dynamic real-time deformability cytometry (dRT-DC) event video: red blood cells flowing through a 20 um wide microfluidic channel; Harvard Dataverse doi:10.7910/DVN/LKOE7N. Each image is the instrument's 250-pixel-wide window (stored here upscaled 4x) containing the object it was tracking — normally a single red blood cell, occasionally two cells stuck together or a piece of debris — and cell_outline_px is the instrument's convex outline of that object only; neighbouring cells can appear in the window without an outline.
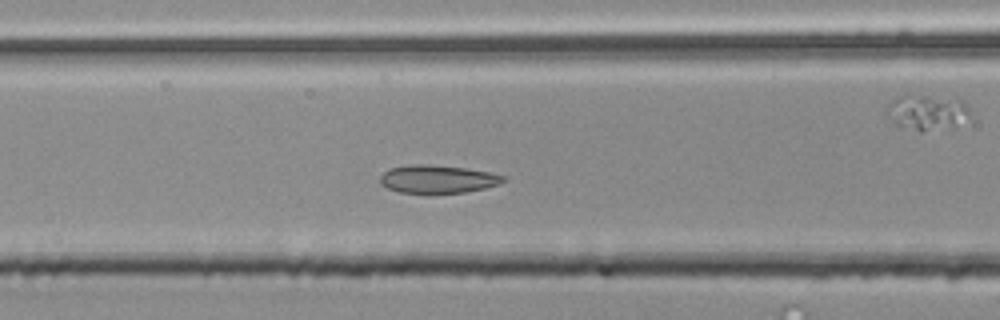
{"species": "common noctule bat (a hibernating species)", "species_latin": "Nyctalus noctula", "temperature_condition": "room temperature", "stored_images_in_passage": 51, "segment_of_instrument_passage": [2, 2], "camera_frame_rate_fps": 3000, "um_per_image_px": 0.085, "animal": {"sex": "male", "body_mass_g": 20.4}, "frame": {"image": 1, "passage_image": 18, "time_ms": 5.667, "image_size_px": [1000, 320], "cell_outline_px": [[508, 180], [500, 184], [484, 188], [464, 192], [400, 192], [388, 188], [380, 184], [380, 176], [388, 168], [408, 164], [420, 164], [464, 168], [488, 172], [508, 176]], "centroid_in_image_um": [37.22, 15.21], "position_along_channel_um": 129.4, "area_um2": 19.94}}
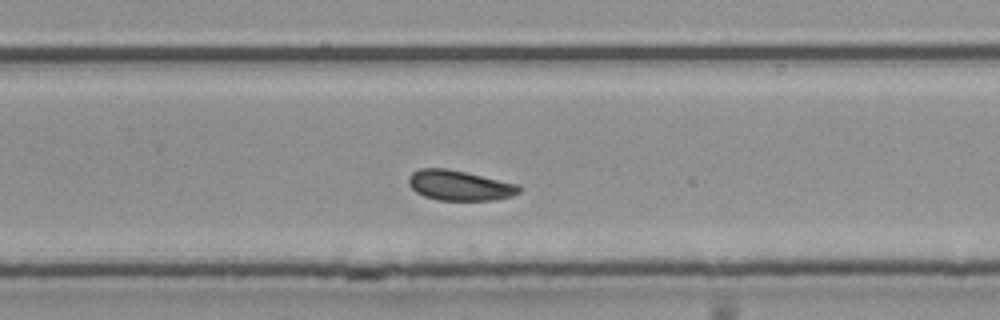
{"frame": {"image": 2, "passage_image": 31, "time_ms": 10.0, "image_size_px": [1000, 320], "cell_outline_px": [[524, 188], [520, 192], [512, 196], [496, 200], [436, 200], [424, 196], [416, 192], [408, 184], [408, 176], [412, 172], [420, 168], [448, 168], [520, 184]], "centroid_in_image_um": [39.09, 15.76], "position_along_channel_um": 290.7, "area_um2": 19.77}}
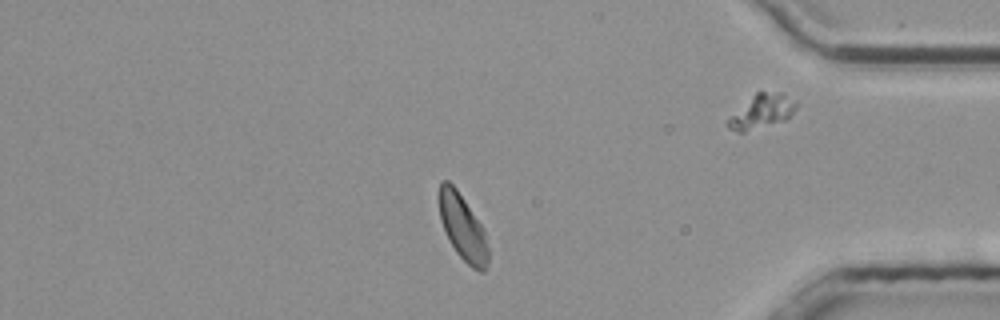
{"frame": {"image": 3, "passage_image": 42, "time_ms": 13.667, "image_size_px": [1000, 320], "cell_outline_px": [[488, 264], [484, 272], [480, 272], [472, 268], [456, 252], [440, 220], [440, 180], [448, 180], [456, 188], [480, 224], [484, 232], [488, 248]], "centroid_in_image_um": [39.34, 19.36], "position_along_channel_um": 395.9, "area_um2": 18.26}}